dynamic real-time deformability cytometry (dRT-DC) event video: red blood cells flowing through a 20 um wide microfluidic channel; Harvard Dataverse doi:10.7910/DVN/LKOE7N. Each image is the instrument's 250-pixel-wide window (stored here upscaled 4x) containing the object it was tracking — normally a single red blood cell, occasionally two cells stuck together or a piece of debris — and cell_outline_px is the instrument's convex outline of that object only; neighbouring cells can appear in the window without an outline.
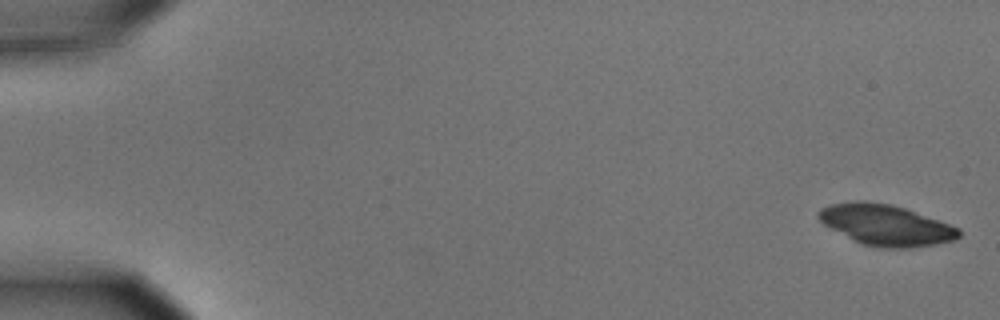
{"species": "common noctule bat (a hibernating species)", "species_latin": "Nyctalus noctula", "temperature_condition": "cold", "stored_images_in_passage": 5, "camera_frame_rate_fps": 3000, "um_per_image_px": 0.085, "animal": {"sex": "male", "body_mass_g": 15.6}, "frame": {"image": 1, "passage_image": 1, "time_ms": 0.0, "image_size_px": [1000, 320], "cell_outline_px": [[960, 236], [952, 240], [936, 244], [912, 248], [876, 248], [860, 244], [824, 224], [816, 216], [816, 212], [820, 208], [828, 204], [852, 200], [864, 200], [892, 204], [904, 208], [960, 228]], "centroid_in_image_um": [75.24, 19.12], "position_along_channel_um": 9.8, "area_um2": 33.64}}